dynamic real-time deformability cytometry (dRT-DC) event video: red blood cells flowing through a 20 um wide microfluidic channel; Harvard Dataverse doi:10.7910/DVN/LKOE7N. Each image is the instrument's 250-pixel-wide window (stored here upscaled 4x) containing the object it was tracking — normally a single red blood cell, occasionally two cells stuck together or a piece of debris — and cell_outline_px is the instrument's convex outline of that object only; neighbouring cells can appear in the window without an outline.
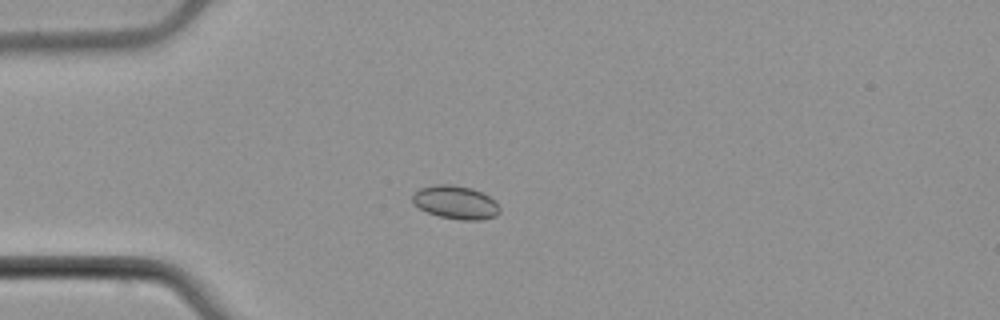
{"species": "common noctule bat (a hibernating species)", "species_latin": "Nyctalus noctula", "temperature_condition": "cold", "stored_images_in_passage": 56, "camera_frame_rate_fps": 3000, "um_per_image_px": 0.085, "animal": {"sex": "male", "body_mass_g": 21.5, "forearm_length_mm": 52.0}, "frame": {"image": 1, "passage_image": 16, "time_ms": 5.0, "image_size_px": [1000, 320], "cell_outline_px": [[500, 212], [496, 216], [480, 220], [460, 220], [440, 216], [428, 212], [412, 204], [412, 192], [420, 188], [436, 184], [452, 184], [472, 188], [496, 200], [500, 208]], "centroid_in_image_um": [38.72, 17.19], "position_along_channel_um": 46.3, "area_um2": 17.11}}
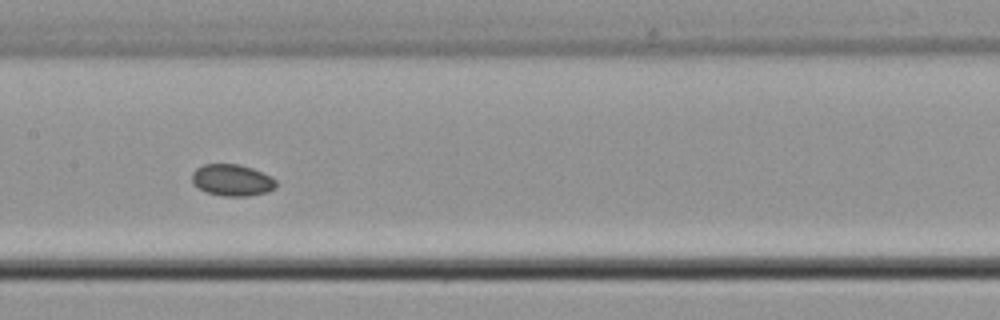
{"frame": {"image": 2, "passage_image": 29, "time_ms": 9.333, "image_size_px": [1000, 320], "cell_outline_px": [[276, 188], [268, 192], [248, 196], [224, 196], [204, 192], [192, 184], [192, 172], [196, 168], [204, 164], [236, 164], [252, 168], [272, 176], [276, 180]], "centroid_in_image_um": [19.72, 15.32], "position_along_channel_um": 187.7, "area_um2": 15.72}}
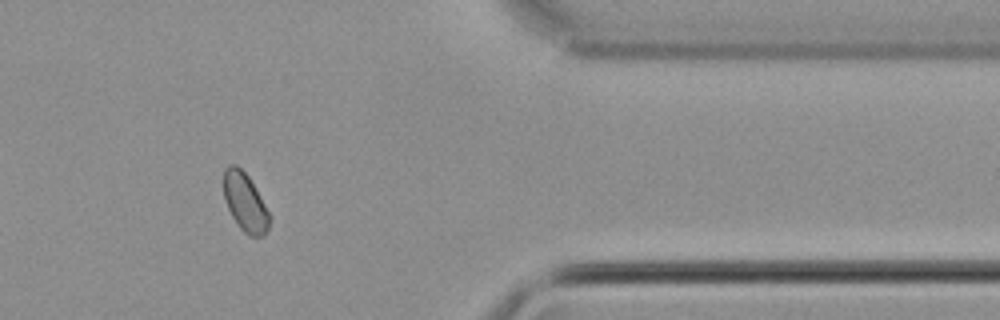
{"frame": {"image": 3, "passage_image": 47, "time_ms": 15.333, "image_size_px": [1000, 320], "cell_outline_px": [[272, 220], [264, 236], [248, 236], [240, 228], [232, 216], [224, 200], [224, 168], [228, 164], [236, 164], [248, 176], [272, 216]], "centroid_in_image_um": [20.85, 17.21], "position_along_channel_um": 390.5, "area_um2": 15.72}, "authors_computed_cell_mechanics": {"area_um2": 15.9817, "velocity_mm_per_s": 3.7532, "shape_relaxation_time_tau1_ms": null, "shape_relaxation_time_tau2_ms": 8.2102, "deformation_change_tau1": null, "deformation_change_tau2": 0.0436}}